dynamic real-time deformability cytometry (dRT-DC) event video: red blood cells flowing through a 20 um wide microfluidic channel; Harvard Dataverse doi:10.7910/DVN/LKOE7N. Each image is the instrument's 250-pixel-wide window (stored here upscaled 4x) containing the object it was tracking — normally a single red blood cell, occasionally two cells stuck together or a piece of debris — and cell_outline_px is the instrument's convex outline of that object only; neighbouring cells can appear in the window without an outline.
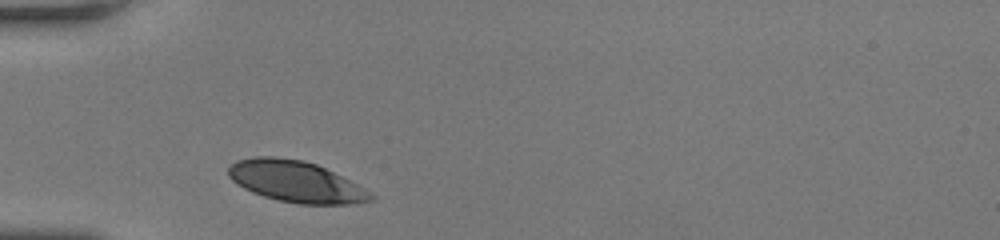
{"species": "human", "species_latin": "Homo sapiens", "temperature_condition": "room temperature", "stored_images_in_passage": 25, "camera_frame_rate_fps": 3000, "um_per_image_px": 0.085, "donor": {"sex": "female"}, "frame": {"image": 1, "passage_image": 1, "time_ms": 0.0, "image_size_px": [1000, 240], "cell_outline_px": [[376, 200], [348, 204], [300, 204], [280, 200], [264, 196], [252, 192], [236, 184], [228, 176], [228, 168], [236, 160], [252, 156], [276, 156], [300, 160], [316, 164], [372, 192], [376, 196]], "centroid_in_image_um": [25.13, 15.43], "position_along_channel_um": 59.9, "area_um2": 34.1}}
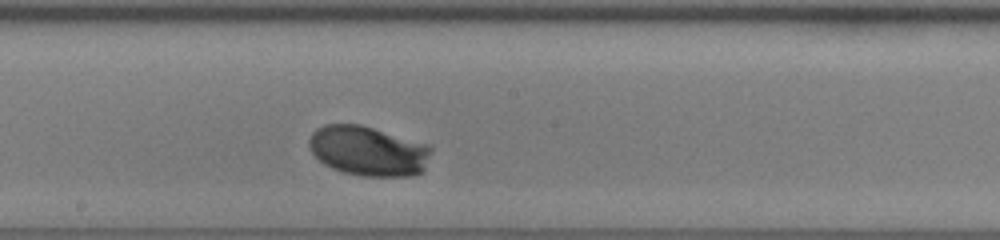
{"frame": {"image": 2, "passage_image": 13, "time_ms": 4.0, "image_size_px": [1000, 240], "cell_outline_px": [[432, 152], [424, 168], [420, 172], [412, 176], [364, 176], [344, 172], [332, 168], [324, 164], [308, 148], [308, 140], [312, 132], [316, 128], [324, 124], [360, 124], [428, 144], [432, 148]], "centroid_in_image_um": [31.28, 12.82], "position_along_channel_um": 216.9, "area_um2": 35.49}}
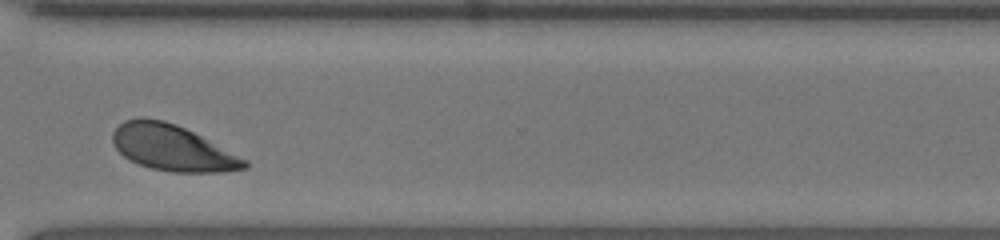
{"frame": {"image": 3, "passage_image": 23, "time_ms": 7.333, "image_size_px": [1000, 240], "cell_outline_px": [[248, 168], [224, 172], [172, 172], [152, 168], [128, 160], [116, 148], [112, 140], [112, 132], [124, 120], [140, 116], [144, 116], [164, 120], [176, 124], [248, 160]], "centroid_in_image_um": [14.63, 12.56], "position_along_channel_um": 356.0, "area_um2": 35.2}, "authors_computed_cell_mechanics": {"area_um2": 34.5066, "velocity_mm_per_s": 4.1478, "shape_relaxation_time_tau1_ms": 1.5938, "shape_relaxation_time_tau2_ms": null, "deformation_change_tau1": 0.1297, "deformation_change_tau2": null}}